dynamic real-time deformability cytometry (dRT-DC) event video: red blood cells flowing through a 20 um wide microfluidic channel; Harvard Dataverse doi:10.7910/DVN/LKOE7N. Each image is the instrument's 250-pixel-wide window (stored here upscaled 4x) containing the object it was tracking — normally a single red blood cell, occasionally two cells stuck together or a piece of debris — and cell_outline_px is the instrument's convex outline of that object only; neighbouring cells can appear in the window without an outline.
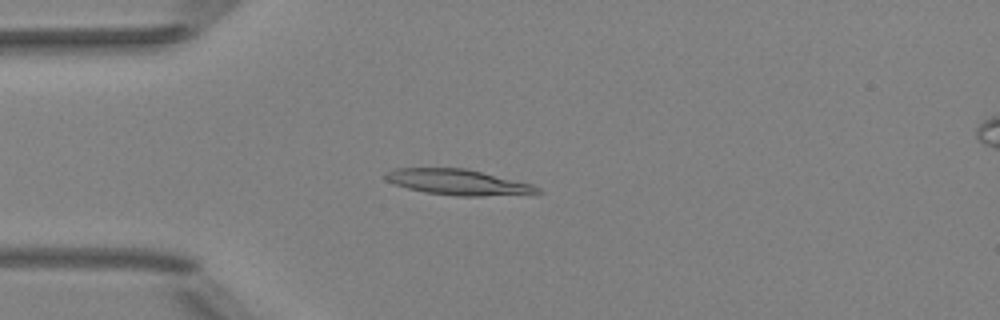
{"species": "Egyptian fruit bat (a non-hibernating species)", "species_latin": "Rousettus aegyptiacus", "temperature_condition": "room temperature", "stored_images_in_passage": 46, "camera_frame_rate_fps": 3000, "um_per_image_px": 0.085, "animal": {"sex": "female"}, "frame": {"image": 1, "passage_image": 9, "time_ms": 2.667, "image_size_px": [1000, 320], "cell_outline_px": [[544, 192], [480, 196], [456, 196], [424, 192], [408, 188], [384, 180], [384, 172], [396, 168], [468, 168], [532, 184], [540, 188]], "centroid_in_image_um": [38.89, 15.47], "position_along_channel_um": 46.1, "area_um2": 22.66}}
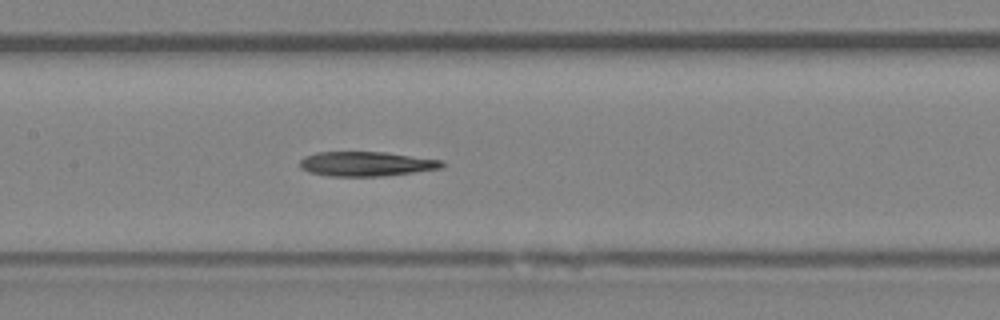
{"frame": {"image": 2, "passage_image": 20, "time_ms": 6.333, "image_size_px": [1000, 320], "cell_outline_px": [[444, 168], [384, 176], [328, 176], [308, 172], [300, 168], [300, 160], [304, 156], [316, 152], [384, 152], [444, 160]], "centroid_in_image_um": [31.14, 13.93], "position_along_channel_um": 176.3, "area_um2": 20.52}}
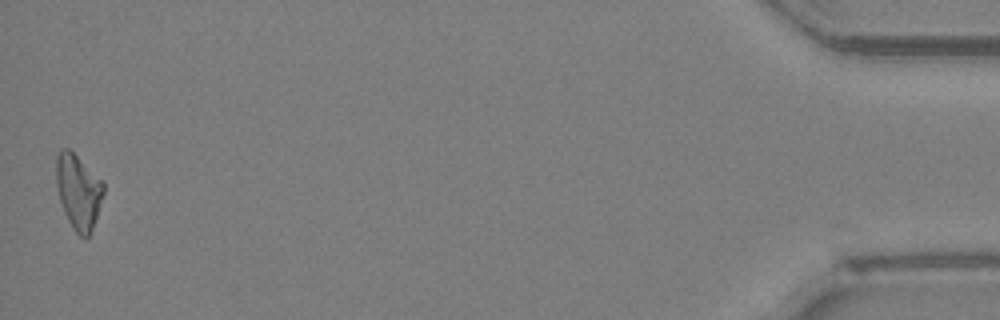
{"frame": {"image": 3, "passage_image": 46, "time_ms": 15.0, "image_size_px": [1000, 320], "cell_outline_px": [[104, 192], [92, 232], [88, 236], [80, 236], [72, 228], [64, 212], [60, 200], [56, 184], [56, 156], [60, 148], [68, 148], [104, 184]], "centroid_in_image_um": [6.64, 16.31], "position_along_channel_um": 428.6, "area_um2": 20.29}}